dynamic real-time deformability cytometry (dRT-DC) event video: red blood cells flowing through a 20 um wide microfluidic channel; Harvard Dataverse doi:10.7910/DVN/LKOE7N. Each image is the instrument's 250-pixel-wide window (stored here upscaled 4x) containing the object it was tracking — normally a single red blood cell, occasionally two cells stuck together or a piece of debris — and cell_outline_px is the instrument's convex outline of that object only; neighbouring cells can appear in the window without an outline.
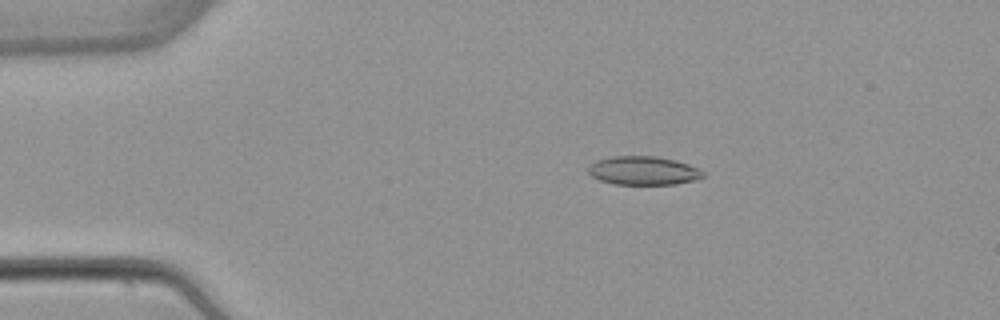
{"species": "common noctule bat (a hibernating species)", "species_latin": "Nyctalus noctula", "temperature_condition": "warm", "stored_images_in_passage": 5, "camera_frame_rate_fps": 3000, "um_per_image_px": 0.085, "animal": {"sex": "female", "body_mass_g": 22.7, "forearm_length_mm": 54.2}, "frame": {"image": 1, "passage_image": 3, "time_ms": 2.333, "image_size_px": [1000, 320], "cell_outline_px": [[704, 176], [696, 180], [676, 184], [612, 184], [600, 180], [592, 176], [588, 172], [588, 168], [596, 160], [612, 156], [656, 156], [676, 160], [700, 168], [704, 172]], "centroid_in_image_um": [54.71, 14.5], "position_along_channel_um": 30.3, "area_um2": 19.25}}
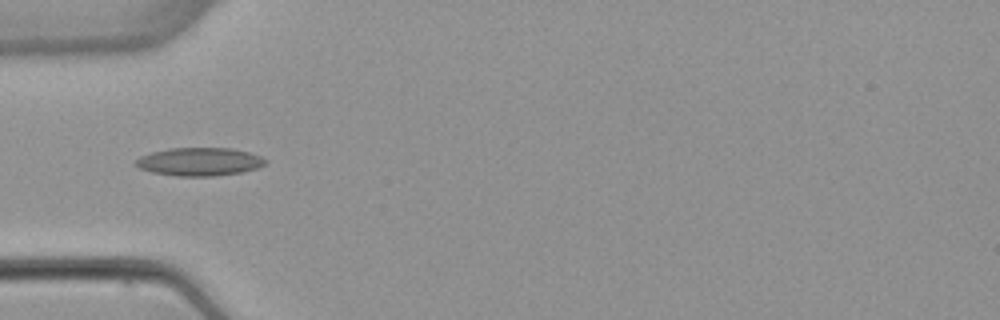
{"frame": {"image": 2, "passage_image": 5, "time_ms": 4.667, "image_size_px": [1000, 320], "cell_outline_px": [[268, 160], [264, 164], [256, 168], [240, 172], [212, 176], [176, 176], [152, 172], [140, 168], [132, 164], [140, 156], [152, 152], [168, 148], [232, 148], [248, 152], [260, 156]], "centroid_in_image_um": [16.92, 13.74], "position_along_channel_um": 68.1, "area_um2": 21.21}}